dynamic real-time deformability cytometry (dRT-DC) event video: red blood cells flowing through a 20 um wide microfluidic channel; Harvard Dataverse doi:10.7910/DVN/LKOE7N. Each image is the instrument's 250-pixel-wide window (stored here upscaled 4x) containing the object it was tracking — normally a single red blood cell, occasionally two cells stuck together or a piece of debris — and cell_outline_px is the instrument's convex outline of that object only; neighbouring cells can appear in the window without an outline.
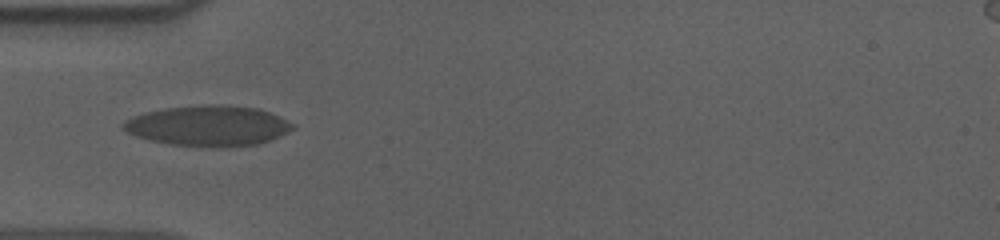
{"species": "human", "species_latin": "Homo sapiens", "temperature_condition": "cold", "stored_images_in_passage": 39, "camera_frame_rate_fps": 3000, "um_per_image_px": 0.085, "donor": {"sex": "male"}, "frame": {"image": 1, "passage_image": 1, "time_ms": 0.0, "image_size_px": [1000, 240], "cell_outline_px": [[296, 128], [280, 136], [256, 144], [220, 148], [216, 148], [168, 144], [148, 140], [136, 136], [120, 128], [120, 124], [124, 120], [132, 116], [144, 112], [164, 108], [204, 104], [220, 104], [256, 108], [280, 116], [296, 124]], "centroid_in_image_um": [17.67, 10.69], "position_along_channel_um": 67.3, "area_um2": 40.52}}
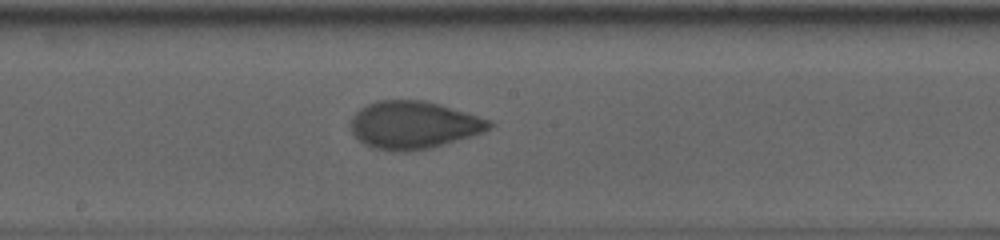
{"frame": {"image": 2, "passage_image": 13, "time_ms": 4.0, "image_size_px": [1000, 240], "cell_outline_px": [[492, 128], [484, 132], [432, 148], [408, 152], [396, 152], [372, 148], [364, 144], [352, 132], [352, 116], [360, 108], [376, 100], [424, 100], [440, 104], [488, 120], [492, 124]], "centroid_in_image_um": [35.14, 10.64], "position_along_channel_um": 213.1, "area_um2": 38.38}}
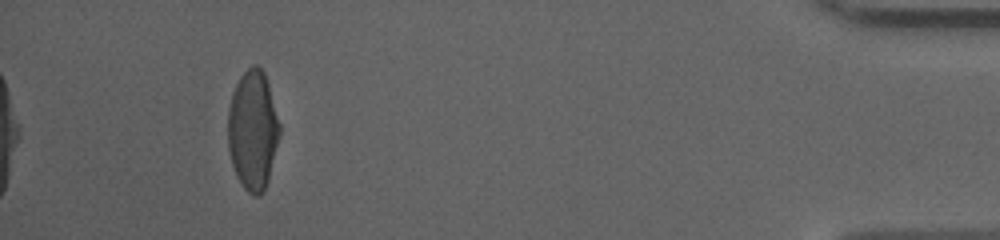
{"frame": {"image": 3, "passage_image": 35, "time_ms": 11.333, "image_size_px": [1000, 240], "cell_outline_px": [[280, 136], [268, 180], [264, 192], [260, 196], [252, 196], [244, 188], [236, 176], [232, 164], [228, 148], [228, 108], [232, 92], [240, 76], [252, 64], [256, 64], [264, 72], [268, 84], [280, 124]], "centroid_in_image_um": [21.48, 11.08], "position_along_channel_um": 413.7, "area_um2": 36.18}, "authors_computed_cell_mechanics": {"area_um2": 37.1654, "velocity_mm_per_s": 3.639, "shape_relaxation_time_tau1_ms": 7.5269, "shape_relaxation_time_tau2_ms": 1.0728, "deformation_change_tau1": 0.2228, "deformation_change_tau2": 0.0559}}